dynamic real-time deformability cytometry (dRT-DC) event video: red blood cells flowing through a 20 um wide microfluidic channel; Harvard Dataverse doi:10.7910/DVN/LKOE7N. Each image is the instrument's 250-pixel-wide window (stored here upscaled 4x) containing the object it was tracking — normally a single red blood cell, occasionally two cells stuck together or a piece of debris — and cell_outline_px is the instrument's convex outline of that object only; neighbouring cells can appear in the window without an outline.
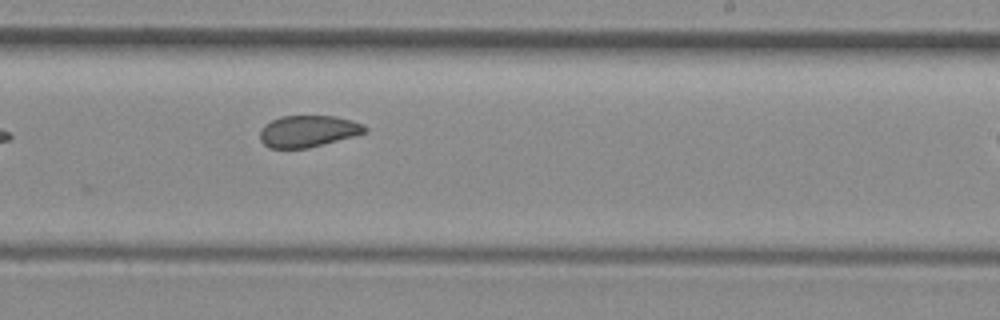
{"species": "common noctule bat (a hibernating species)", "species_latin": "Nyctalus noctula", "temperature_condition": "room temperature", "stored_images_in_passage": 10, "camera_frame_rate_fps": 3000, "um_per_image_px": 0.085, "animal": {"sex": "female", "body_mass_g": 29.2, "forearm_length_mm": 56.3}, "frame": {"image": 1, "passage_image": 9, "time_ms": 2.667, "image_size_px": [1000, 320], "cell_outline_px": [[368, 132], [324, 144], [308, 148], [268, 148], [260, 140], [260, 132], [264, 124], [280, 116], [336, 116], [352, 120], [364, 124], [368, 128]], "centroid_in_image_um": [26.2, 11.15], "position_along_channel_um": 262.8, "area_um2": 19.48}}